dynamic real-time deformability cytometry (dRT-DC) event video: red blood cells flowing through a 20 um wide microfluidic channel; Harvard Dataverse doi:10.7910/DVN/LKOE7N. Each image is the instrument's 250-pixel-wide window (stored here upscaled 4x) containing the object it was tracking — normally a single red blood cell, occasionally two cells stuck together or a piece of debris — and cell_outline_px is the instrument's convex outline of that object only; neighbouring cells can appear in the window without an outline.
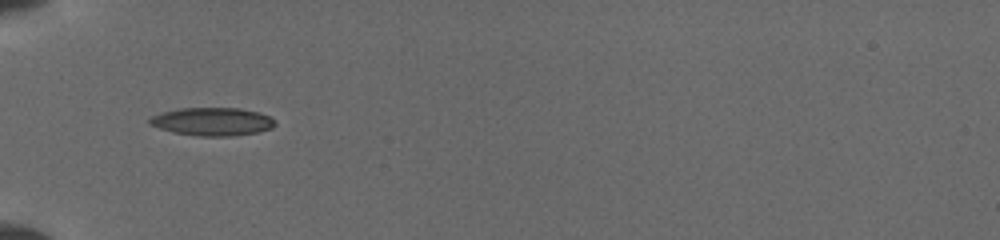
{"species": "common noctule bat (a hibernating species)", "species_latin": "Nyctalus noctula", "temperature_condition": "cold", "stored_images_in_passage": 5, "camera_frame_rate_fps": 3000, "um_per_image_px": 0.085, "animal": {"sex": "female", "body_mass_g": 19.5, "forearm_length_mm": 54.1}, "frame": {"image": 1, "passage_image": 3, "time_ms": 1.667, "image_size_px": [1000, 240], "cell_outline_px": [[276, 124], [272, 128], [256, 132], [228, 136], [196, 136], [172, 132], [148, 124], [148, 120], [152, 116], [164, 112], [180, 108], [240, 108], [260, 112], [268, 116]], "centroid_in_image_um": [18.03, 10.33], "position_along_channel_um": 67.0, "area_um2": 20.4}}
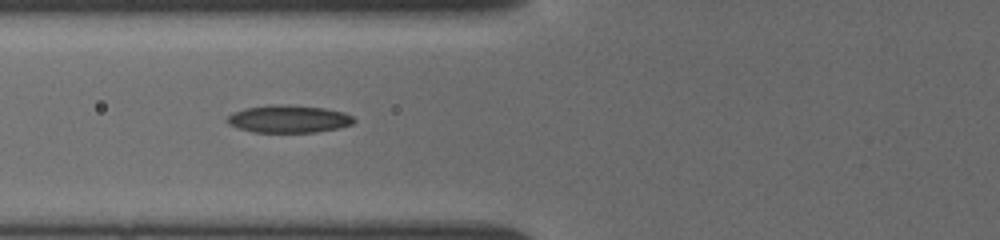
{"frame": {"image": 2, "passage_image": 4, "time_ms": 2.667, "image_size_px": [1000, 240], "cell_outline_px": [[356, 120], [352, 124], [336, 128], [316, 132], [252, 132], [228, 124], [228, 116], [232, 112], [244, 108], [272, 104], [288, 104], [324, 108], [344, 112], [352, 116]], "centroid_in_image_um": [24.53, 10.1], "position_along_channel_um": 101.3, "area_um2": 20.35}}